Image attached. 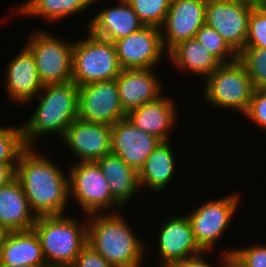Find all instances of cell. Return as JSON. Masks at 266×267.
<instances>
[{"instance_id": "obj_1", "label": "cell", "mask_w": 266, "mask_h": 267, "mask_svg": "<svg viewBox=\"0 0 266 267\" xmlns=\"http://www.w3.org/2000/svg\"><path fill=\"white\" fill-rule=\"evenodd\" d=\"M34 147L19 156L15 178L21 184L31 211L39 216L64 215L69 202L68 175Z\"/></svg>"}, {"instance_id": "obj_2", "label": "cell", "mask_w": 266, "mask_h": 267, "mask_svg": "<svg viewBox=\"0 0 266 267\" xmlns=\"http://www.w3.org/2000/svg\"><path fill=\"white\" fill-rule=\"evenodd\" d=\"M86 218L87 244L107 262L115 267L143 266L147 247L120 211L90 214Z\"/></svg>"}, {"instance_id": "obj_3", "label": "cell", "mask_w": 266, "mask_h": 267, "mask_svg": "<svg viewBox=\"0 0 266 267\" xmlns=\"http://www.w3.org/2000/svg\"><path fill=\"white\" fill-rule=\"evenodd\" d=\"M35 98L39 100L35 112L21 125L26 147H34V141L42 135L57 134L61 139L78 119V86L73 81L43 85Z\"/></svg>"}, {"instance_id": "obj_4", "label": "cell", "mask_w": 266, "mask_h": 267, "mask_svg": "<svg viewBox=\"0 0 266 267\" xmlns=\"http://www.w3.org/2000/svg\"><path fill=\"white\" fill-rule=\"evenodd\" d=\"M83 222L65 215L36 218L32 229L40 240L47 267H71L74 264L87 244V219Z\"/></svg>"}, {"instance_id": "obj_5", "label": "cell", "mask_w": 266, "mask_h": 267, "mask_svg": "<svg viewBox=\"0 0 266 267\" xmlns=\"http://www.w3.org/2000/svg\"><path fill=\"white\" fill-rule=\"evenodd\" d=\"M86 33L88 38L73 44L72 81L79 87L116 79L122 68L115 43Z\"/></svg>"}, {"instance_id": "obj_6", "label": "cell", "mask_w": 266, "mask_h": 267, "mask_svg": "<svg viewBox=\"0 0 266 267\" xmlns=\"http://www.w3.org/2000/svg\"><path fill=\"white\" fill-rule=\"evenodd\" d=\"M203 97L209 105L246 114L254 91L246 68L237 59L221 64L204 80Z\"/></svg>"}, {"instance_id": "obj_7", "label": "cell", "mask_w": 266, "mask_h": 267, "mask_svg": "<svg viewBox=\"0 0 266 267\" xmlns=\"http://www.w3.org/2000/svg\"><path fill=\"white\" fill-rule=\"evenodd\" d=\"M69 168V198L78 202L85 216L106 211L112 213L116 207L115 212H118L125 207L112 196L106 177L96 162H73Z\"/></svg>"}, {"instance_id": "obj_8", "label": "cell", "mask_w": 266, "mask_h": 267, "mask_svg": "<svg viewBox=\"0 0 266 267\" xmlns=\"http://www.w3.org/2000/svg\"><path fill=\"white\" fill-rule=\"evenodd\" d=\"M42 29L31 33L25 44L36 60L40 82L43 85L71 82L74 41H65Z\"/></svg>"}, {"instance_id": "obj_9", "label": "cell", "mask_w": 266, "mask_h": 267, "mask_svg": "<svg viewBox=\"0 0 266 267\" xmlns=\"http://www.w3.org/2000/svg\"><path fill=\"white\" fill-rule=\"evenodd\" d=\"M238 192L226 195L220 199L204 202L192 213H188L196 243L203 252L213 250L228 226L234 219L240 202ZM233 218V219H232Z\"/></svg>"}, {"instance_id": "obj_10", "label": "cell", "mask_w": 266, "mask_h": 267, "mask_svg": "<svg viewBox=\"0 0 266 267\" xmlns=\"http://www.w3.org/2000/svg\"><path fill=\"white\" fill-rule=\"evenodd\" d=\"M260 0H207L205 24L214 28L238 55L245 47L248 18Z\"/></svg>"}, {"instance_id": "obj_11", "label": "cell", "mask_w": 266, "mask_h": 267, "mask_svg": "<svg viewBox=\"0 0 266 267\" xmlns=\"http://www.w3.org/2000/svg\"><path fill=\"white\" fill-rule=\"evenodd\" d=\"M116 79L78 87V119L113 126L126 118Z\"/></svg>"}, {"instance_id": "obj_12", "label": "cell", "mask_w": 266, "mask_h": 267, "mask_svg": "<svg viewBox=\"0 0 266 267\" xmlns=\"http://www.w3.org/2000/svg\"><path fill=\"white\" fill-rule=\"evenodd\" d=\"M114 43L122 69H154L165 54L167 57L161 29L156 26H143Z\"/></svg>"}, {"instance_id": "obj_13", "label": "cell", "mask_w": 266, "mask_h": 267, "mask_svg": "<svg viewBox=\"0 0 266 267\" xmlns=\"http://www.w3.org/2000/svg\"><path fill=\"white\" fill-rule=\"evenodd\" d=\"M207 0H171L161 29L162 44L167 53L178 43L195 38L205 24Z\"/></svg>"}, {"instance_id": "obj_14", "label": "cell", "mask_w": 266, "mask_h": 267, "mask_svg": "<svg viewBox=\"0 0 266 267\" xmlns=\"http://www.w3.org/2000/svg\"><path fill=\"white\" fill-rule=\"evenodd\" d=\"M169 219V220H168ZM162 222L158 234L159 267H171L177 262L196 256L203 251L193 235V229L187 215L180 214Z\"/></svg>"}, {"instance_id": "obj_15", "label": "cell", "mask_w": 266, "mask_h": 267, "mask_svg": "<svg viewBox=\"0 0 266 267\" xmlns=\"http://www.w3.org/2000/svg\"><path fill=\"white\" fill-rule=\"evenodd\" d=\"M162 141L137 128L127 117L111 126V154L119 156L137 173Z\"/></svg>"}, {"instance_id": "obj_16", "label": "cell", "mask_w": 266, "mask_h": 267, "mask_svg": "<svg viewBox=\"0 0 266 267\" xmlns=\"http://www.w3.org/2000/svg\"><path fill=\"white\" fill-rule=\"evenodd\" d=\"M77 162H96L111 153V126L74 120L60 139Z\"/></svg>"}, {"instance_id": "obj_17", "label": "cell", "mask_w": 266, "mask_h": 267, "mask_svg": "<svg viewBox=\"0 0 266 267\" xmlns=\"http://www.w3.org/2000/svg\"><path fill=\"white\" fill-rule=\"evenodd\" d=\"M19 54L7 64L5 90L9 100L25 105L35 99L43 88L31 50L24 45ZM28 102V103H27Z\"/></svg>"}, {"instance_id": "obj_18", "label": "cell", "mask_w": 266, "mask_h": 267, "mask_svg": "<svg viewBox=\"0 0 266 267\" xmlns=\"http://www.w3.org/2000/svg\"><path fill=\"white\" fill-rule=\"evenodd\" d=\"M143 26L131 5L126 0H119L118 5H110L105 9L103 7V10L101 9L87 22L85 30L98 38L114 43Z\"/></svg>"}, {"instance_id": "obj_19", "label": "cell", "mask_w": 266, "mask_h": 267, "mask_svg": "<svg viewBox=\"0 0 266 267\" xmlns=\"http://www.w3.org/2000/svg\"><path fill=\"white\" fill-rule=\"evenodd\" d=\"M153 68L122 69L116 78L123 111L128 114L161 96L162 84Z\"/></svg>"}, {"instance_id": "obj_20", "label": "cell", "mask_w": 266, "mask_h": 267, "mask_svg": "<svg viewBox=\"0 0 266 267\" xmlns=\"http://www.w3.org/2000/svg\"><path fill=\"white\" fill-rule=\"evenodd\" d=\"M175 100L161 95L156 100L145 103L130 111L126 117L142 131L157 137L162 142L170 141L172 127L176 121ZM171 130V131H170Z\"/></svg>"}, {"instance_id": "obj_21", "label": "cell", "mask_w": 266, "mask_h": 267, "mask_svg": "<svg viewBox=\"0 0 266 267\" xmlns=\"http://www.w3.org/2000/svg\"><path fill=\"white\" fill-rule=\"evenodd\" d=\"M19 181L0 187V227L7 232L31 230L36 221Z\"/></svg>"}, {"instance_id": "obj_22", "label": "cell", "mask_w": 266, "mask_h": 267, "mask_svg": "<svg viewBox=\"0 0 266 267\" xmlns=\"http://www.w3.org/2000/svg\"><path fill=\"white\" fill-rule=\"evenodd\" d=\"M0 263L17 267H47L40 240L33 229L7 232L0 251Z\"/></svg>"}, {"instance_id": "obj_23", "label": "cell", "mask_w": 266, "mask_h": 267, "mask_svg": "<svg viewBox=\"0 0 266 267\" xmlns=\"http://www.w3.org/2000/svg\"><path fill=\"white\" fill-rule=\"evenodd\" d=\"M171 141L161 142L147 157L142 169L138 172L140 189L146 187L152 192H161L172 182L175 174L176 159Z\"/></svg>"}, {"instance_id": "obj_24", "label": "cell", "mask_w": 266, "mask_h": 267, "mask_svg": "<svg viewBox=\"0 0 266 267\" xmlns=\"http://www.w3.org/2000/svg\"><path fill=\"white\" fill-rule=\"evenodd\" d=\"M167 57L178 70L190 71L192 75L204 77V80L221 65L196 38L178 43L167 53Z\"/></svg>"}, {"instance_id": "obj_25", "label": "cell", "mask_w": 266, "mask_h": 267, "mask_svg": "<svg viewBox=\"0 0 266 267\" xmlns=\"http://www.w3.org/2000/svg\"><path fill=\"white\" fill-rule=\"evenodd\" d=\"M96 163L106 177L112 196L122 206L140 191L138 173L119 156L110 153Z\"/></svg>"}, {"instance_id": "obj_26", "label": "cell", "mask_w": 266, "mask_h": 267, "mask_svg": "<svg viewBox=\"0 0 266 267\" xmlns=\"http://www.w3.org/2000/svg\"><path fill=\"white\" fill-rule=\"evenodd\" d=\"M98 0H25L16 9V13L32 16L43 17L47 21L58 22L66 17L79 14L90 8Z\"/></svg>"}, {"instance_id": "obj_27", "label": "cell", "mask_w": 266, "mask_h": 267, "mask_svg": "<svg viewBox=\"0 0 266 267\" xmlns=\"http://www.w3.org/2000/svg\"><path fill=\"white\" fill-rule=\"evenodd\" d=\"M254 89H266V49L244 47L238 54Z\"/></svg>"}, {"instance_id": "obj_28", "label": "cell", "mask_w": 266, "mask_h": 267, "mask_svg": "<svg viewBox=\"0 0 266 267\" xmlns=\"http://www.w3.org/2000/svg\"><path fill=\"white\" fill-rule=\"evenodd\" d=\"M144 26L161 28L165 22L171 0H126Z\"/></svg>"}, {"instance_id": "obj_29", "label": "cell", "mask_w": 266, "mask_h": 267, "mask_svg": "<svg viewBox=\"0 0 266 267\" xmlns=\"http://www.w3.org/2000/svg\"><path fill=\"white\" fill-rule=\"evenodd\" d=\"M195 38L210 51L221 64H228L238 59V55L228 46L223 37L212 27L204 24Z\"/></svg>"}, {"instance_id": "obj_30", "label": "cell", "mask_w": 266, "mask_h": 267, "mask_svg": "<svg viewBox=\"0 0 266 267\" xmlns=\"http://www.w3.org/2000/svg\"><path fill=\"white\" fill-rule=\"evenodd\" d=\"M26 148L21 125L0 127V163H17Z\"/></svg>"}, {"instance_id": "obj_31", "label": "cell", "mask_w": 266, "mask_h": 267, "mask_svg": "<svg viewBox=\"0 0 266 267\" xmlns=\"http://www.w3.org/2000/svg\"><path fill=\"white\" fill-rule=\"evenodd\" d=\"M245 47L266 49V0H260L250 12Z\"/></svg>"}, {"instance_id": "obj_32", "label": "cell", "mask_w": 266, "mask_h": 267, "mask_svg": "<svg viewBox=\"0 0 266 267\" xmlns=\"http://www.w3.org/2000/svg\"><path fill=\"white\" fill-rule=\"evenodd\" d=\"M232 256L243 267H266V244H254L251 246L233 249Z\"/></svg>"}, {"instance_id": "obj_33", "label": "cell", "mask_w": 266, "mask_h": 267, "mask_svg": "<svg viewBox=\"0 0 266 267\" xmlns=\"http://www.w3.org/2000/svg\"><path fill=\"white\" fill-rule=\"evenodd\" d=\"M245 116L258 129L266 130V89H254Z\"/></svg>"}, {"instance_id": "obj_34", "label": "cell", "mask_w": 266, "mask_h": 267, "mask_svg": "<svg viewBox=\"0 0 266 267\" xmlns=\"http://www.w3.org/2000/svg\"><path fill=\"white\" fill-rule=\"evenodd\" d=\"M71 267H115L107 262L90 245L86 244Z\"/></svg>"}, {"instance_id": "obj_35", "label": "cell", "mask_w": 266, "mask_h": 267, "mask_svg": "<svg viewBox=\"0 0 266 267\" xmlns=\"http://www.w3.org/2000/svg\"><path fill=\"white\" fill-rule=\"evenodd\" d=\"M204 254H206V252H202L196 256L177 262L171 267H214L212 266L214 264L211 263L209 264V262L204 259L203 257Z\"/></svg>"}, {"instance_id": "obj_36", "label": "cell", "mask_w": 266, "mask_h": 267, "mask_svg": "<svg viewBox=\"0 0 266 267\" xmlns=\"http://www.w3.org/2000/svg\"><path fill=\"white\" fill-rule=\"evenodd\" d=\"M17 163H0V187L15 178V167Z\"/></svg>"}, {"instance_id": "obj_37", "label": "cell", "mask_w": 266, "mask_h": 267, "mask_svg": "<svg viewBox=\"0 0 266 267\" xmlns=\"http://www.w3.org/2000/svg\"><path fill=\"white\" fill-rule=\"evenodd\" d=\"M233 249H225L223 253L221 252V257L219 261H221V267H243L233 256Z\"/></svg>"}, {"instance_id": "obj_38", "label": "cell", "mask_w": 266, "mask_h": 267, "mask_svg": "<svg viewBox=\"0 0 266 267\" xmlns=\"http://www.w3.org/2000/svg\"><path fill=\"white\" fill-rule=\"evenodd\" d=\"M6 234H7V231L0 227V251H1L2 244H3Z\"/></svg>"}, {"instance_id": "obj_39", "label": "cell", "mask_w": 266, "mask_h": 267, "mask_svg": "<svg viewBox=\"0 0 266 267\" xmlns=\"http://www.w3.org/2000/svg\"><path fill=\"white\" fill-rule=\"evenodd\" d=\"M0 267H17V266H13V265H9V264L0 263ZM23 267H39V266L26 265V266H23Z\"/></svg>"}]
</instances>
